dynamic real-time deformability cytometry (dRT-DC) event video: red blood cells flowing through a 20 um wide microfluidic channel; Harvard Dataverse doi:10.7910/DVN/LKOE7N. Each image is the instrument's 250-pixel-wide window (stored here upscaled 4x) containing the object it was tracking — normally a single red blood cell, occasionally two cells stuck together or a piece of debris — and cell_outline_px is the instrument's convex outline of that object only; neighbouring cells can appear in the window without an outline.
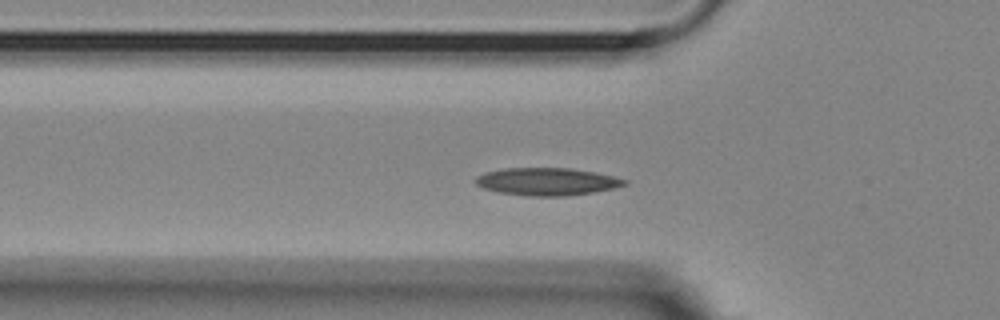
{"species": "Egyptian fruit bat (a non-hibernating species)", "species_latin": "Rousettus aegyptiacus", "temperature_condition": "room temperature", "stored_images_in_passage": 23, "camera_frame_rate_fps": 3000, "um_per_image_px": 0.085, "animal": {"sex": "female"}, "frame": {"image": 1, "passage_image": 4, "time_ms": 1.0, "image_size_px": [1000, 320], "cell_outline_px": [[628, 184], [616, 188], [592, 192], [564, 196], [528, 196], [500, 192], [484, 188], [476, 184], [476, 176], [484, 172], [504, 168], [568, 168], [596, 172], [628, 180]], "centroid_in_image_um": [46.51, 15.43], "position_along_channel_um": 79.3, "area_um2": 23.87}}
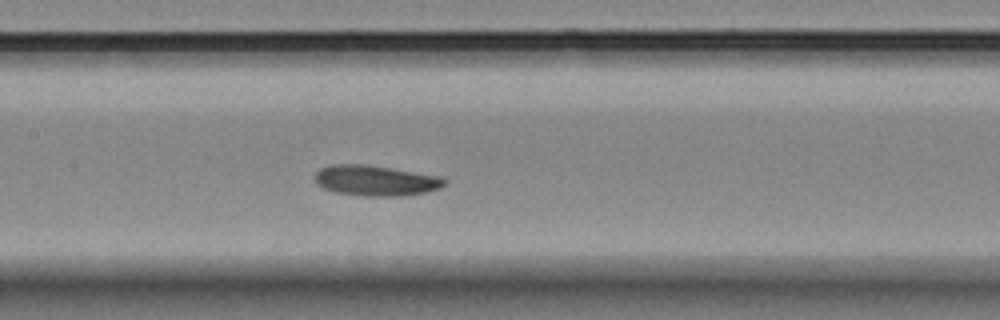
{"frame": {"image": 2, "passage_image": 12, "time_ms": 3.667, "image_size_px": [1000, 320], "cell_outline_px": [[448, 180], [440, 188], [424, 192], [404, 196], [364, 196], [336, 192], [324, 188], [316, 184], [312, 176], [320, 168], [332, 164], [364, 164], [440, 176]], "centroid_in_image_um": [31.88, 15.34], "position_along_channel_um": 175.5, "area_um2": 23.06}}
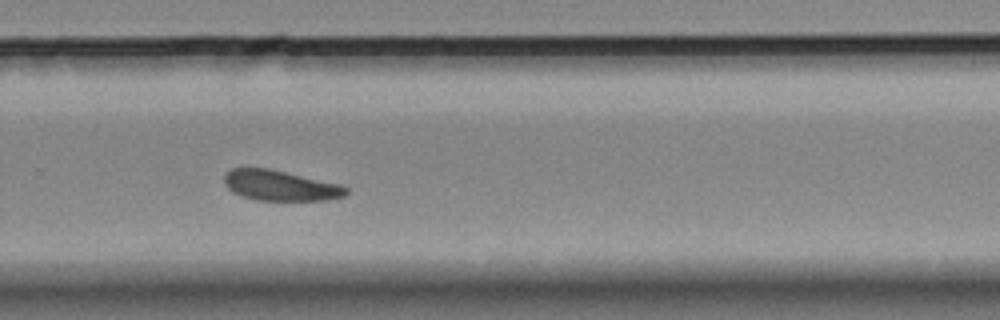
{"frame": {"image": 3, "passage_image": 23, "time_ms": 7.333, "image_size_px": [1000, 320], "cell_outline_px": [[348, 192], [344, 196], [328, 200], [256, 200], [240, 196], [232, 192], [224, 184], [224, 176], [232, 168], [268, 168], [340, 184], [348, 188]], "centroid_in_image_um": [23.81, 15.78], "position_along_channel_um": 306.0, "area_um2": 21.56}}